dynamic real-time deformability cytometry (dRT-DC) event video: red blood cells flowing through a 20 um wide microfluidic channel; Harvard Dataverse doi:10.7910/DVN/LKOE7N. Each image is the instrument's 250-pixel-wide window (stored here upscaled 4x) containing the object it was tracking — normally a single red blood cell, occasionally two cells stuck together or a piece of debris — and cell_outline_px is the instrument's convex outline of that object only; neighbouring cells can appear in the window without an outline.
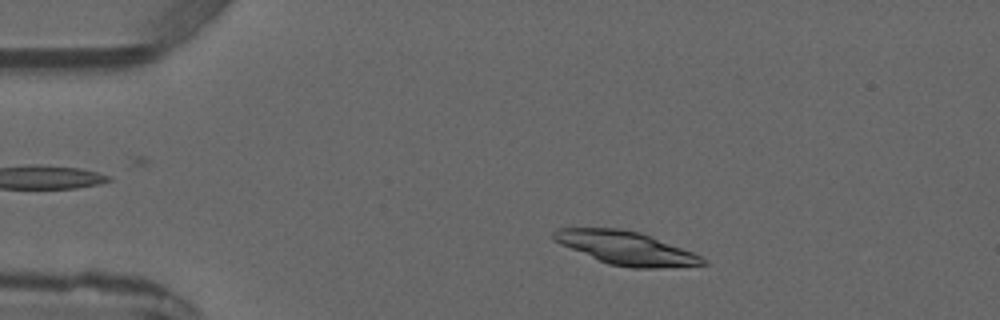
{"species": "common noctule bat (a hibernating species)", "species_latin": "Nyctalus noctula", "temperature_condition": "warm", "stored_images_in_passage": 2, "camera_frame_rate_fps": 3000, "um_per_image_px": 0.085, "animal": {"sex": "male", "forearm_length_mm": 52.5}, "frame": {"image": 1, "passage_image": 1, "time_ms": 0.0, "image_size_px": [1000, 320], "cell_outline_px": [[708, 264], [656, 268], [632, 268], [608, 264], [560, 244], [552, 240], [552, 232], [556, 228], [620, 228], [640, 232], [692, 252], [708, 260]], "centroid_in_image_um": [53.18, 21.08], "position_along_channel_um": 31.8, "area_um2": 28.78}}